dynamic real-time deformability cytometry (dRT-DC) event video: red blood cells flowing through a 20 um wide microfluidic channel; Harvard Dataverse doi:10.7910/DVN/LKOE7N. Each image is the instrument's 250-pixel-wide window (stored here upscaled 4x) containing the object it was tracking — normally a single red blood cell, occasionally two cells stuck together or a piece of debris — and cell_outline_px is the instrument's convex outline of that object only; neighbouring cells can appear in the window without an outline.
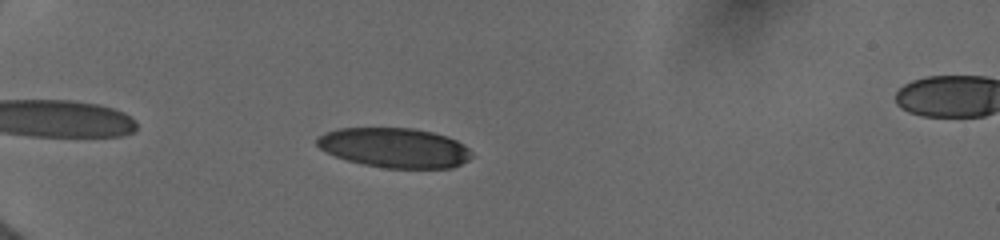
{"species": "human", "species_latin": "Homo sapiens", "temperature_condition": "cold", "stored_images_in_passage": 4, "camera_frame_rate_fps": 3000, "um_per_image_px": 0.085, "donor": {"sex": "female"}, "frame": {"image": 1, "passage_image": 2, "time_ms": 1.0, "image_size_px": [1000, 240], "cell_outline_px": [[472, 156], [468, 160], [452, 168], [384, 168], [364, 164], [348, 160], [336, 156], [320, 148], [316, 144], [316, 136], [324, 132], [336, 128], [412, 128], [432, 132], [448, 136], [464, 144], [472, 152]], "centroid_in_image_um": [33.54, 12.55], "position_along_channel_um": 51.5, "area_um2": 35.95}}
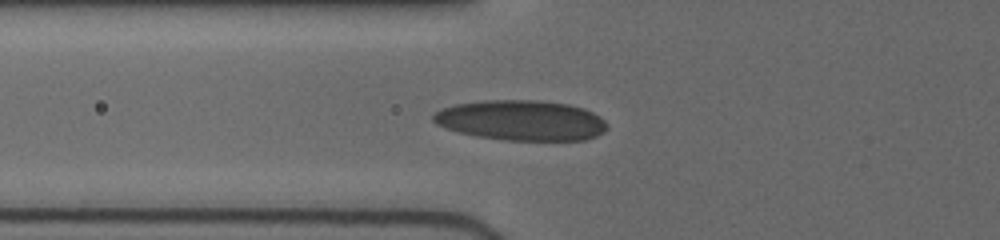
{"frame": {"image": 2, "passage_image": 4, "time_ms": 2.667, "image_size_px": [1000, 240], "cell_outline_px": [[608, 128], [604, 132], [596, 136], [584, 140], [504, 140], [476, 136], [456, 132], [444, 128], [436, 124], [432, 120], [432, 116], [436, 112], [444, 108], [456, 104], [484, 100], [536, 100], [568, 104], [584, 108], [600, 116], [608, 124]], "centroid_in_image_um": [44.31, 10.23], "position_along_channel_um": 81.5, "area_um2": 40.98}}